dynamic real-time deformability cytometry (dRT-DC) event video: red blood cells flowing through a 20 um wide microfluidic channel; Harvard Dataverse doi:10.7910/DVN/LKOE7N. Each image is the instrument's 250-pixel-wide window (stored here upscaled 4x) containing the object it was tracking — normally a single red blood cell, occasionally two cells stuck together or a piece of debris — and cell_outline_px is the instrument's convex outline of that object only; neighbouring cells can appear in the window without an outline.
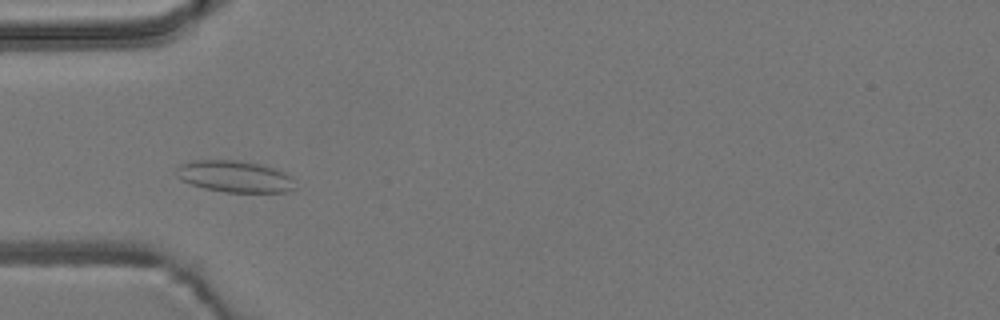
{"species": "common noctule bat (a hibernating species)", "species_latin": "Nyctalus noctula", "temperature_condition": "room temperature", "stored_images_in_passage": 51, "camera_frame_rate_fps": 3000, "um_per_image_px": 0.085, "animal": {"sex": "male", "body_mass_g": 19.2, "forearm_length_mm": 51.8}, "frame": {"image": 1, "passage_image": 14, "time_ms": 4.333, "image_size_px": [1000, 320], "cell_outline_px": [[296, 188], [292, 192], [224, 192], [204, 188], [180, 180], [176, 176], [176, 168], [180, 164], [192, 160], [240, 160], [264, 164], [276, 168], [292, 176]], "centroid_in_image_um": [19.99, 14.99], "position_along_channel_um": 65.0, "area_um2": 22.37}}
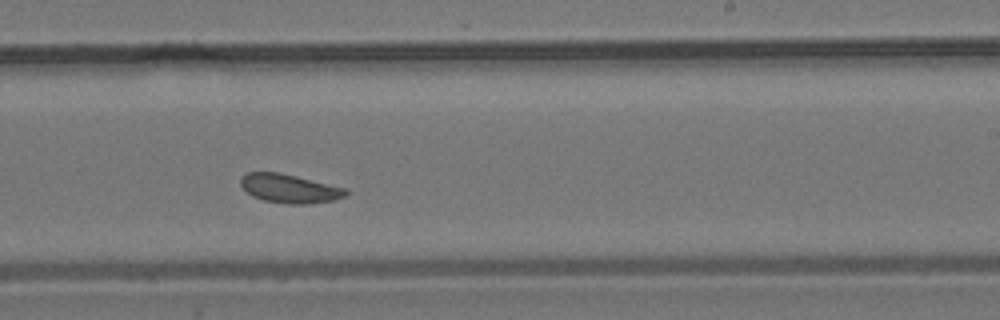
{"frame": {"image": 2, "passage_image": 30, "time_ms": 9.667, "image_size_px": [1000, 320], "cell_outline_px": [[348, 192], [344, 196], [332, 200], [308, 204], [288, 204], [264, 200], [252, 196], [240, 184], [240, 176], [248, 172], [280, 172], [344, 188]], "centroid_in_image_um": [24.55, 16.02], "position_along_channel_um": 264.4, "area_um2": 17.4}}
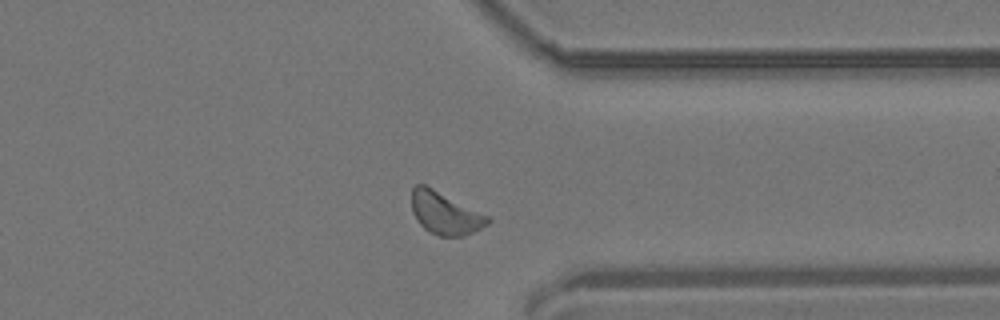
{"frame": {"image": 3, "passage_image": 39, "time_ms": 12.667, "image_size_px": [1000, 320], "cell_outline_px": [[492, 220], [488, 224], [464, 236], [440, 236], [424, 228], [420, 224], [412, 212], [412, 188], [416, 184], [424, 184], [488, 216]], "centroid_in_image_um": [37.81, 18.12], "position_along_channel_um": 373.6, "area_um2": 18.38}, "authors_computed_cell_mechanics": {"area_um2": 18.1492, "velocity_mm_per_s": 3.749, "shape_relaxation_time_tau1_ms": null, "shape_relaxation_time_tau2_ms": 4.9353, "deformation_change_tau1": null, "deformation_change_tau2": 0.0965}}